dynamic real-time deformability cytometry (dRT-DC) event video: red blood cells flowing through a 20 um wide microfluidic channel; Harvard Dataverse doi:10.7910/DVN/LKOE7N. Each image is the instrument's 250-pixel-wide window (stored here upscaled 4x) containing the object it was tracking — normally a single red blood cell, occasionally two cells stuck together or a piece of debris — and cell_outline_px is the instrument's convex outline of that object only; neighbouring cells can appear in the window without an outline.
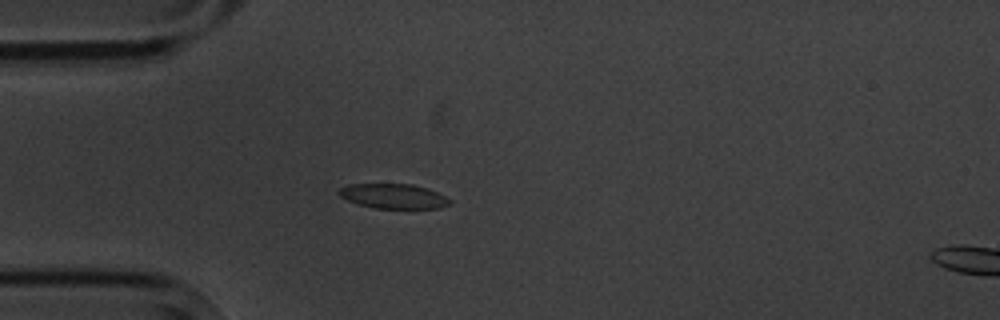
{"species": "common noctule bat (a hibernating species)", "species_latin": "Nyctalus noctula", "temperature_condition": "cold", "stored_images_in_passage": 6, "camera_frame_rate_fps": 3000, "um_per_image_px": 0.085, "animal": {"sex": "male", "body_mass_g": 20.1, "forearm_length_mm": 53.5}, "frame": {"image": 1, "passage_image": 5, "time_ms": 4.667, "image_size_px": [1000, 320], "cell_outline_px": [[452, 200], [448, 204], [440, 208], [376, 208], [360, 204], [348, 200], [340, 196], [336, 192], [340, 188], [348, 184], [412, 184], [428, 188]], "centroid_in_image_um": [33.43, 16.66], "position_along_channel_um": 51.6, "area_um2": 15.84}}